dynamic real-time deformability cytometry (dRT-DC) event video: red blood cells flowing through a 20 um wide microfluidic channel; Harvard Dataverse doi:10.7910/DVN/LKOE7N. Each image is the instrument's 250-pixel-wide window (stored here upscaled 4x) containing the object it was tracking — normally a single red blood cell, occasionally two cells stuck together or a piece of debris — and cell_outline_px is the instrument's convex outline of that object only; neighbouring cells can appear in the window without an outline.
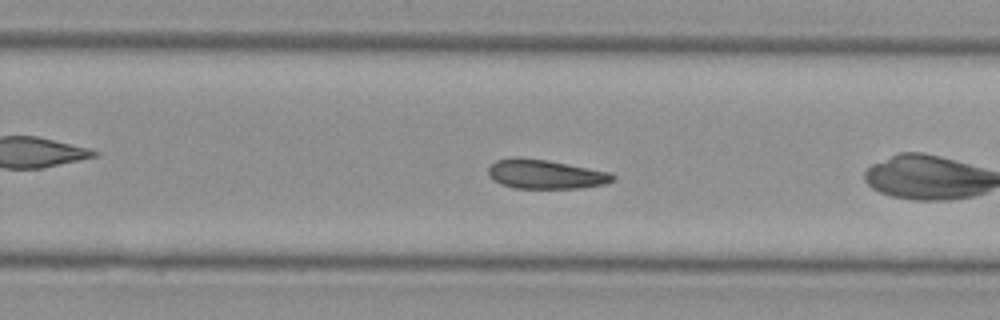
{"species": "Egyptian fruit bat (a non-hibernating species)", "species_latin": "Rousettus aegyptiacus", "temperature_condition": "cold", "stored_images_in_passage": 33, "camera_frame_rate_fps": 3000, "um_per_image_px": 0.085, "animal": {"sex": "female"}, "frame": {"image": 1, "passage_image": 15, "time_ms": 4.667, "image_size_px": [1000, 320], "cell_outline_px": [[616, 180], [604, 184], [580, 188], [516, 188], [500, 184], [492, 180], [488, 176], [488, 168], [496, 160], [512, 156], [548, 160], [612, 172], [616, 176]], "centroid_in_image_um": [46.36, 14.8], "position_along_channel_um": 283.4, "area_um2": 21.5}}